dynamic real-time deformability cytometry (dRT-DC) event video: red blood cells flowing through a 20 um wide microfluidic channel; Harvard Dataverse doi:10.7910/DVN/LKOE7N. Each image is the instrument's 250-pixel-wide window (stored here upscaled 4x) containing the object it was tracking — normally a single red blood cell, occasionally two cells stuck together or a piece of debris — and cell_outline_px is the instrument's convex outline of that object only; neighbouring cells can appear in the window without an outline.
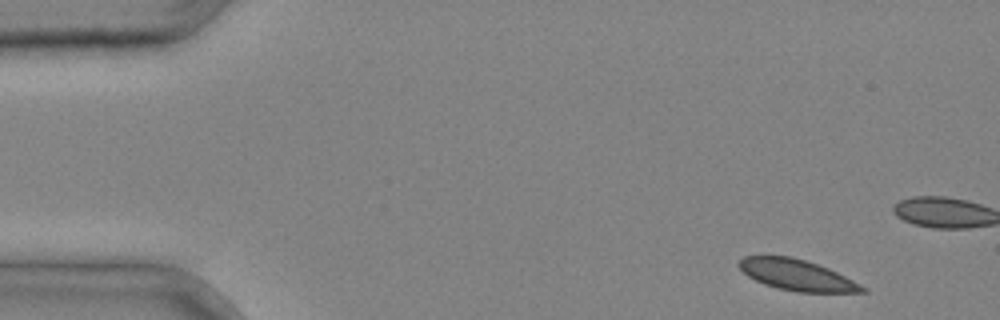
{"species": "common noctule bat (a hibernating species)", "species_latin": "Nyctalus noctula", "temperature_condition": "cold", "stored_images_in_passage": 4, "camera_frame_rate_fps": 3000, "um_per_image_px": 0.085, "animal": {"sex": "male", "body_mass_g": 20.4}, "frame": {"image": 1, "passage_image": 1, "time_ms": 0.0, "image_size_px": [1000, 320], "cell_outline_px": [[868, 292], [800, 292], [780, 288], [764, 284], [748, 276], [736, 264], [744, 256], [792, 256], [828, 268], [868, 288]], "centroid_in_image_um": [67.73, 23.37], "position_along_channel_um": 17.3, "area_um2": 21.91}}
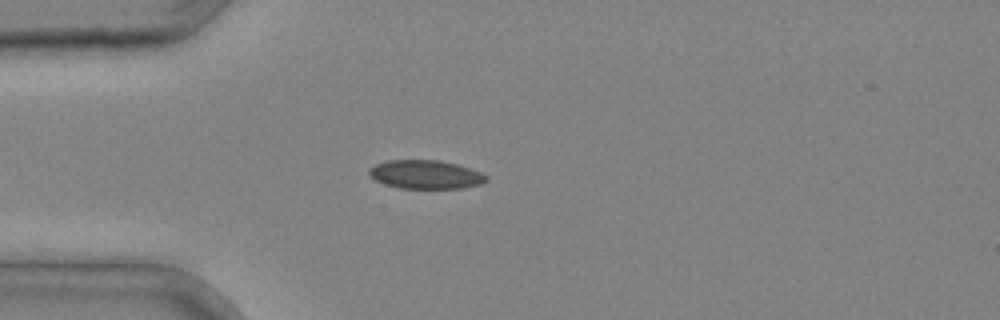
{"frame": {"image": 2, "passage_image": 4, "time_ms": 1.0, "image_size_px": [1000, 320], "cell_outline_px": [[488, 180], [480, 184], [460, 188], [400, 188], [384, 184], [368, 176], [368, 168], [376, 164], [388, 160], [440, 160], [456, 164], [480, 172], [488, 176]], "centroid_in_image_um": [36.14, 14.83], "position_along_channel_um": 48.9, "area_um2": 19.54}}